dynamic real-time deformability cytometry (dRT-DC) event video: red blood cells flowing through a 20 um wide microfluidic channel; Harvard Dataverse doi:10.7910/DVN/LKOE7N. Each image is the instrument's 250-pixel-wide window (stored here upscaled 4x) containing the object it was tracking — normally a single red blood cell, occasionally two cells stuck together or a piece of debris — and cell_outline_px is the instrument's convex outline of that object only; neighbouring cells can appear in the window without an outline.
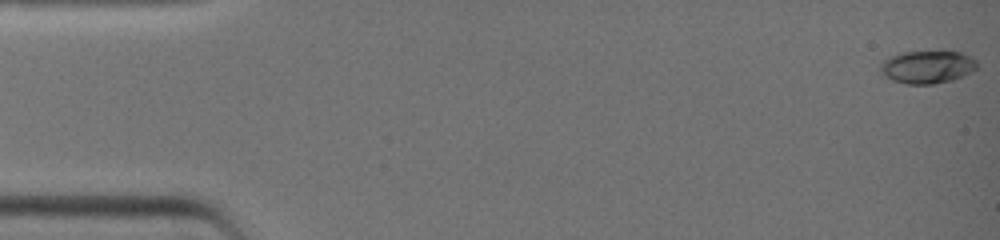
{"species": "common noctule bat (a hibernating species)", "species_latin": "Nyctalus noctula", "temperature_condition": "warm", "stored_images_in_passage": 40, "camera_frame_rate_fps": 3000, "um_per_image_px": 0.085, "animal": {"sex": "female", "body_mass_g": 19.0, "forearm_length_mm": 51.5}, "frame": {"image": 1, "passage_image": 1, "time_ms": 0.0, "image_size_px": [1000, 240], "cell_outline_px": [[976, 68], [952, 80], [932, 84], [904, 84], [892, 80], [880, 72], [880, 64], [884, 60], [892, 56], [904, 52], [940, 48], [944, 48], [960, 52], [976, 60]], "centroid_in_image_um": [78.81, 5.64], "position_along_channel_um": 6.2, "area_um2": 18.9}}
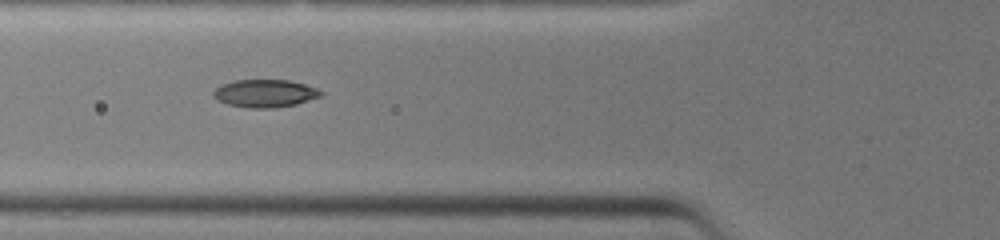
{"frame": {"image": 2, "passage_image": 16, "time_ms": 5.0, "image_size_px": [1000, 240], "cell_outline_px": [[324, 92], [320, 96], [296, 104], [268, 108], [248, 108], [228, 104], [216, 100], [212, 96], [212, 92], [220, 84], [232, 80], [288, 80], [304, 84], [316, 88]], "centroid_in_image_um": [22.46, 7.93], "position_along_channel_um": 103.3, "area_um2": 17.4}}
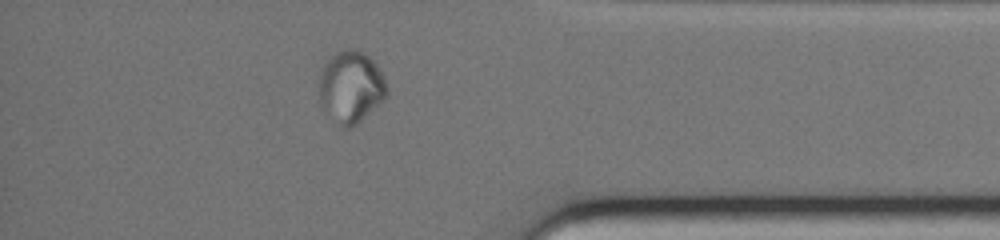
{"frame": {"image": 3, "passage_image": 35, "time_ms": 11.333, "image_size_px": [1000, 240], "cell_outline_px": [[388, 92], [356, 124], [340, 124], [324, 108], [320, 100], [316, 84], [320, 72], [328, 56], [344, 48], [356, 48], [364, 52], [376, 64], [384, 76], [388, 88]], "centroid_in_image_um": [29.78, 7.26], "position_along_channel_um": 405.4, "area_um2": 27.92}}